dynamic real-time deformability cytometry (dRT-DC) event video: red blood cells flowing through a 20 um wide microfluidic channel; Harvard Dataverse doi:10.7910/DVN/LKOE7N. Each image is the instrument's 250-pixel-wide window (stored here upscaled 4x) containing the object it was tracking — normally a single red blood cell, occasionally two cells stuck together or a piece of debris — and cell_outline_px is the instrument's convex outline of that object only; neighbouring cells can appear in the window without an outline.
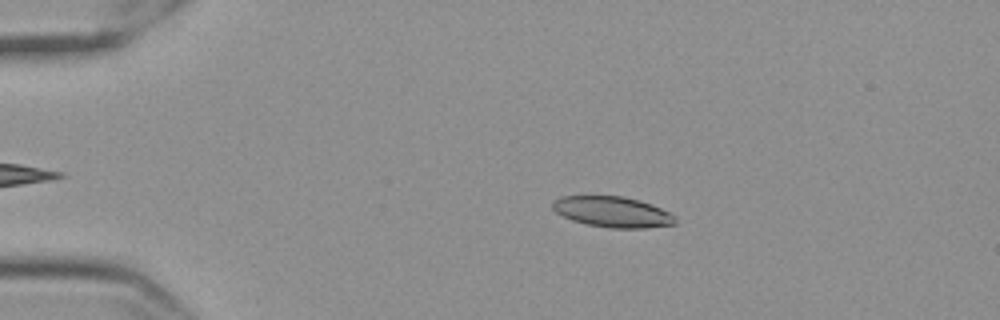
{"species": "Egyptian fruit bat (a non-hibernating species)", "species_latin": "Rousettus aegyptiacus", "temperature_condition": "cold", "stored_images_in_passage": 50, "camera_frame_rate_fps": 3000, "um_per_image_px": 0.085, "frame": {"image": 1, "passage_image": 12, "time_ms": 3.667, "image_size_px": [1000, 320], "cell_outline_px": [[676, 224], [644, 228], [612, 228], [588, 224], [572, 220], [556, 212], [552, 208], [552, 200], [560, 196], [620, 196], [640, 200], [652, 204], [676, 216]], "centroid_in_image_um": [52.06, 18.0], "position_along_channel_um": 32.9, "area_um2": 21.91}}
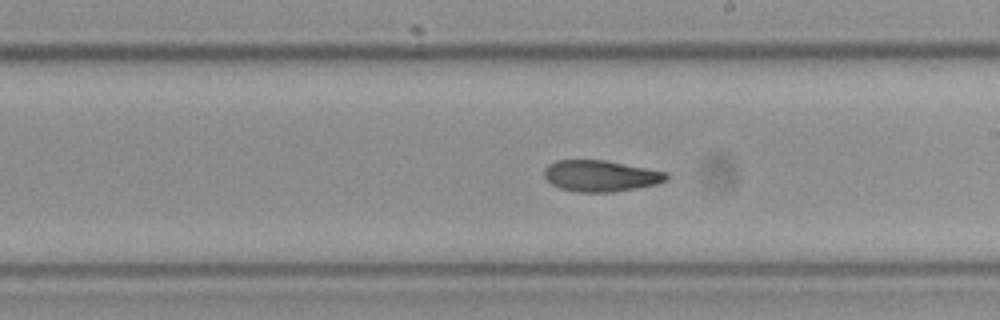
{"frame": {"image": 2, "passage_image": 34, "time_ms": 11.0, "image_size_px": [1000, 320], "cell_outline_px": [[668, 180], [656, 184], [612, 192], [576, 192], [560, 188], [552, 184], [544, 176], [544, 168], [548, 164], [556, 160], [604, 160], [668, 172]], "centroid_in_image_um": [51.04, 14.95], "position_along_channel_um": 238.0, "area_um2": 22.2}}
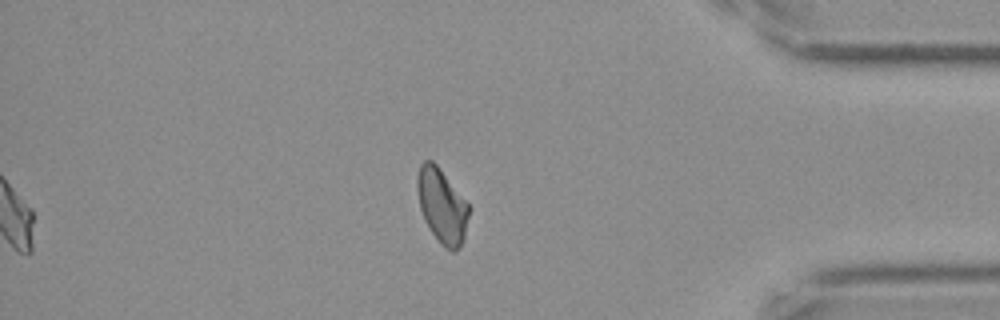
{"frame": {"image": 3, "passage_image": 50, "time_ms": 16.333, "image_size_px": [1000, 320], "cell_outline_px": [[468, 216], [464, 236], [456, 252], [452, 252], [440, 244], [432, 232], [420, 208], [416, 188], [416, 180], [420, 164], [424, 160], [432, 160], [436, 164], [468, 204]], "centroid_in_image_um": [37.54, 17.48], "position_along_channel_um": 397.7, "area_um2": 21.85}, "authors_computed_cell_mechanics": {"area_um2": 22.3108, "velocity_mm_per_s": 3.5233, "shape_relaxation_time_tau1_ms": null, "shape_relaxation_time_tau2_ms": 4.277, "deformation_change_tau1": null, "deformation_change_tau2": 0.0915}}